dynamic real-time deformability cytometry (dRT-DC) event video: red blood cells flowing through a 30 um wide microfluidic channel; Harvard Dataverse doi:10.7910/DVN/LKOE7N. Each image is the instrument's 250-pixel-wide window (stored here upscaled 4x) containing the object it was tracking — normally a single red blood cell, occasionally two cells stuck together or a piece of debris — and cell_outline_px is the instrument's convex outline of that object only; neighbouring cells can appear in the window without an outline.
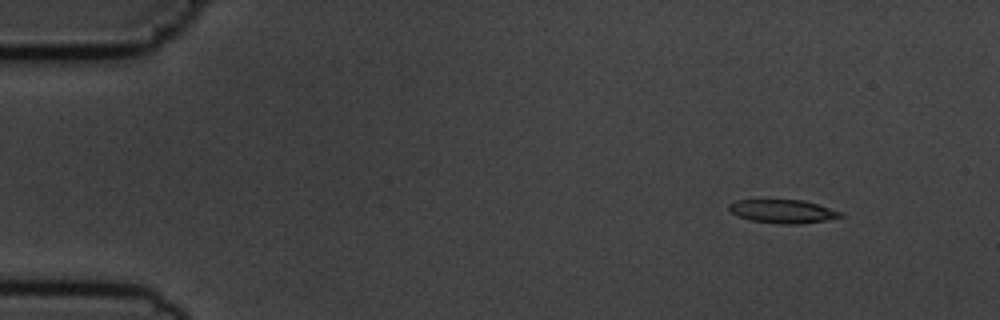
{"species": "common noctule bat (a hibernating species)", "species_latin": "Nyctalus noctula", "temperature_condition": "cold", "stored_images_in_passage": 5, "camera_frame_rate_fps": 3000, "um_per_image_px": 0.085, "animal": {"sex": "male", "body_mass_g": 19.5, "forearm_length_mm": 54.6}, "frame": {"image": 1, "passage_image": 1, "time_ms": 0.0, "image_size_px": [1000, 320], "cell_outline_px": [[844, 216], [824, 220], [800, 224], [780, 224], [752, 220], [740, 216], [732, 212], [728, 208], [728, 204], [736, 200], [804, 200], [840, 212]], "centroid_in_image_um": [66.51, 17.96], "position_along_channel_um": 18.5, "area_um2": 14.91}}